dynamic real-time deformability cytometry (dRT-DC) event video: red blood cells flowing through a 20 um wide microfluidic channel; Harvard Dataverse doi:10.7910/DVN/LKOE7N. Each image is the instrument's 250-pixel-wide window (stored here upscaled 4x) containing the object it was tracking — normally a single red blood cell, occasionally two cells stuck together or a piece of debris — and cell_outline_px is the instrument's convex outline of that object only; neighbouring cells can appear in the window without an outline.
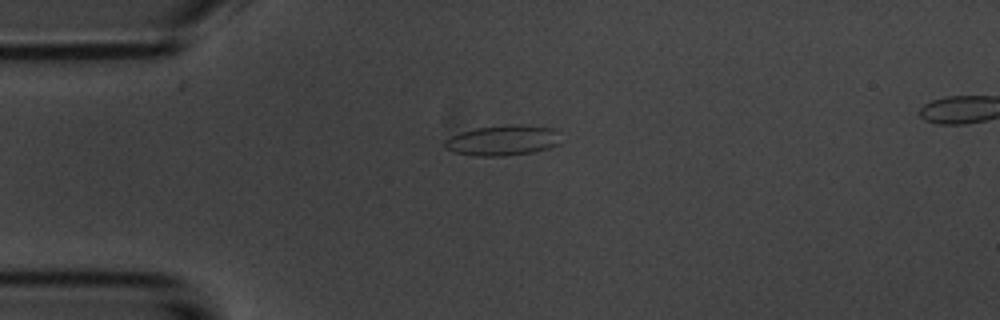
{"species": "common noctule bat (a hibernating species)", "species_latin": "Nyctalus noctula", "temperature_condition": "room temperature", "stored_images_in_passage": 10, "camera_frame_rate_fps": 3000, "um_per_image_px": 0.085, "animal": {"sex": "male", "body_mass_g": 20.1, "forearm_length_mm": 53.5}, "frame": {"image": 1, "passage_image": 4, "time_ms": 3.333, "image_size_px": [1000, 320], "cell_outline_px": [[560, 144], [548, 148], [532, 152], [504, 156], [472, 156], [452, 152], [444, 148], [444, 140], [460, 132], [476, 128], [508, 124], [520, 124], [556, 128]], "centroid_in_image_um": [42.72, 11.93], "position_along_channel_um": 42.3, "area_um2": 20.81}}
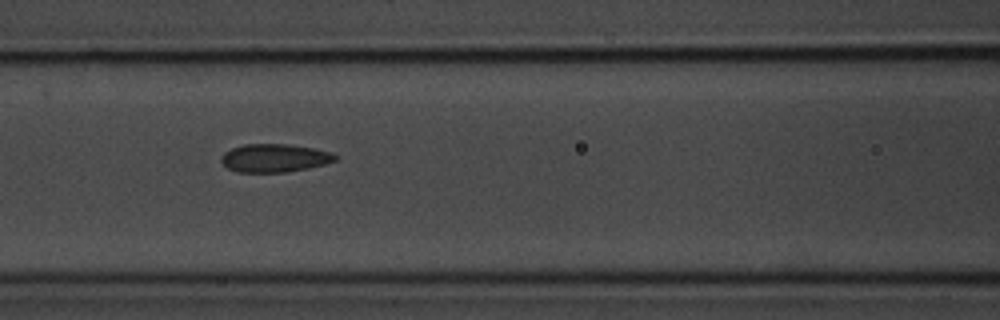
{"frame": {"image": 2, "passage_image": 7, "time_ms": 6.667, "image_size_px": [1000, 320], "cell_outline_px": [[340, 156], [336, 160], [324, 164], [308, 168], [288, 172], [240, 172], [228, 168], [220, 160], [220, 156], [224, 152], [232, 148], [244, 144], [288, 144], [316, 148], [332, 152]], "centroid_in_image_um": [23.37, 13.42], "position_along_channel_um": 143.2, "area_um2": 18.9}}